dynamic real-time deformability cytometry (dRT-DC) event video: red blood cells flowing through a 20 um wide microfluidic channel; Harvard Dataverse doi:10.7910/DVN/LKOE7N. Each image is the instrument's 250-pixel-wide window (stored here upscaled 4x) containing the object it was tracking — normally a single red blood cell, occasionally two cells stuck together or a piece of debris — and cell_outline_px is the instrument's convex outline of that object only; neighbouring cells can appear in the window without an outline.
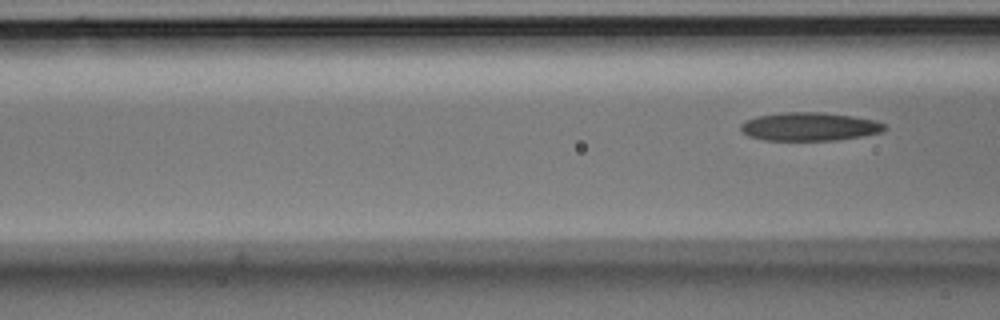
{"species": "Egyptian fruit bat (a non-hibernating species)", "species_latin": "Rousettus aegyptiacus", "temperature_condition": "room temperature", "stored_images_in_passage": 7, "segment_of_instrument_passage": [2, 2], "camera_frame_rate_fps": 3000, "um_per_image_px": 0.085, "animal": {"sex": "male"}, "frame": {"image": 1, "passage_image": 7, "time_ms": 2.0, "image_size_px": [1000, 320], "cell_outline_px": [[888, 128], [880, 132], [860, 136], [836, 140], [764, 140], [748, 136], [740, 128], [740, 124], [756, 116], [784, 112], [820, 112], [852, 116], [876, 120], [884, 124]], "centroid_in_image_um": [68.8, 10.76], "position_along_channel_um": 97.8, "area_um2": 23.64}}